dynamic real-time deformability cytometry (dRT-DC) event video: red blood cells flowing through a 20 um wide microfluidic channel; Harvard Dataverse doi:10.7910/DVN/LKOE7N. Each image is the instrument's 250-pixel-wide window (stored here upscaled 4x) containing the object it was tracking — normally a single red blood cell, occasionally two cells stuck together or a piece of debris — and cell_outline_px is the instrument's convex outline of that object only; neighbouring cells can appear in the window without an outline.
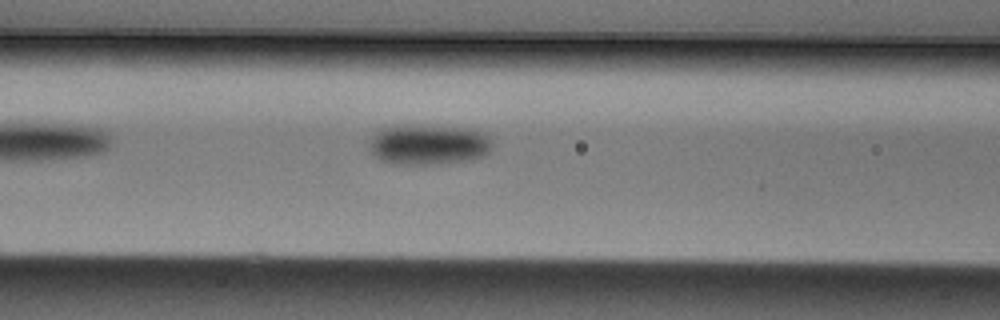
{"species": "Egyptian fruit bat (a non-hibernating species)", "species_latin": "Rousettus aegyptiacus", "temperature_condition": "cold", "stored_images_in_passage": 15, "camera_frame_rate_fps": 3000, "um_per_image_px": 0.085, "animal": {"sex": "male"}, "frame": {"image": 1, "passage_image": 5, "time_ms": 1.333, "image_size_px": [1000, 320], "cell_outline_px": [[492, 148], [484, 156], [472, 160], [440, 164], [392, 164], [380, 160], [368, 148], [368, 140], [376, 132], [384, 128], [468, 128], [484, 132], [492, 140]], "centroid_in_image_um": [36.47, 12.35], "position_along_channel_um": 130.1, "area_um2": 28.26}}
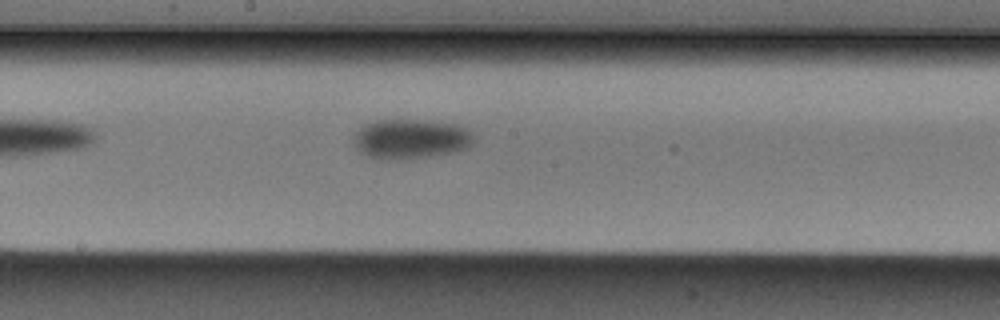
{"frame": {"image": 2, "passage_image": 11, "time_ms": 3.333, "image_size_px": [1000, 320], "cell_outline_px": [[472, 140], [464, 148], [452, 152], [396, 160], [384, 160], [368, 156], [360, 152], [352, 144], [352, 136], [360, 128], [376, 120], [420, 120], [456, 124], [468, 128], [472, 132]], "centroid_in_image_um": [34.83, 11.8], "position_along_channel_um": 213.4, "area_um2": 27.51}}